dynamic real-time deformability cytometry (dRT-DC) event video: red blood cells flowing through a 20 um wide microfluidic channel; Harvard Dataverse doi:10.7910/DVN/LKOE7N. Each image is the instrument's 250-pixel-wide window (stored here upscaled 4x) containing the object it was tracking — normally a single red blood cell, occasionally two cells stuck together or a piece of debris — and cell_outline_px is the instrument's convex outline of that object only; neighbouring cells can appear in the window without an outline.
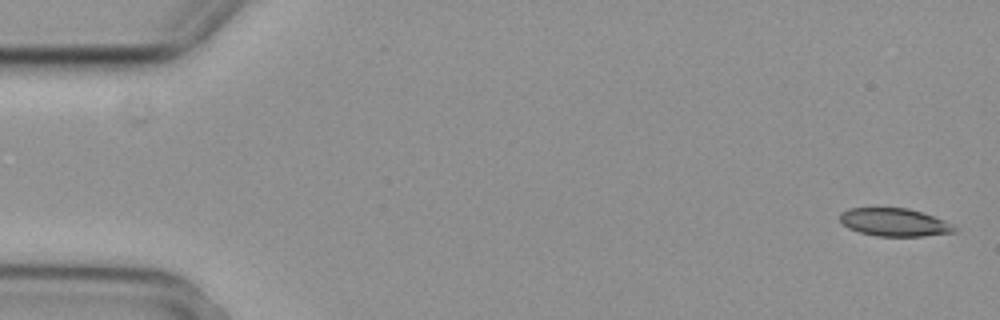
{"species": "common noctule bat (a hibernating species)", "species_latin": "Nyctalus noctula", "temperature_condition": "cold", "stored_images_in_passage": 6, "segment_of_instrument_passage": [1, 2], "camera_frame_rate_fps": 3000, "um_per_image_px": 0.085, "animal": {"sex": "female", "body_mass_g": 29.2, "forearm_length_mm": 56.3}, "frame": {"image": 1, "passage_image": 1, "time_ms": 0.0, "image_size_px": [1000, 320], "cell_outline_px": [[960, 228], [956, 232], [924, 236], [876, 236], [860, 232], [848, 228], [840, 220], [840, 212], [848, 208], [908, 208], [944, 220]], "centroid_in_image_um": [76.04, 18.9], "position_along_channel_um": 9.0, "area_um2": 18.67}}
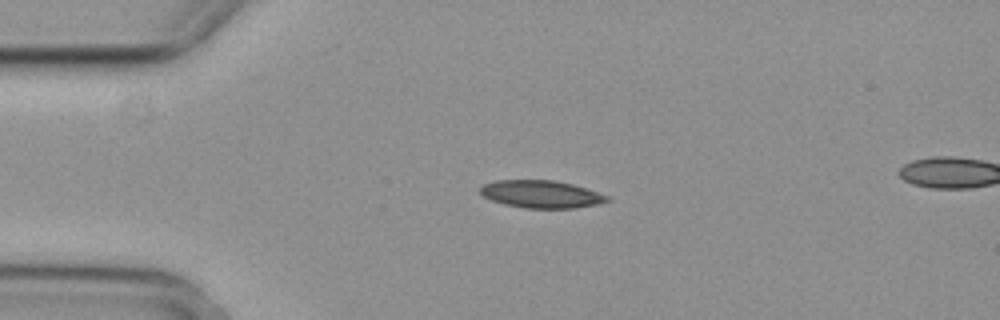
{"frame": {"image": 2, "passage_image": 4, "time_ms": 1.0, "image_size_px": [1000, 320], "cell_outline_px": [[612, 200], [596, 204], [576, 208], [524, 208], [504, 204], [492, 200], [484, 196], [480, 192], [480, 188], [484, 184], [496, 180], [552, 180], [572, 184], [608, 196]], "centroid_in_image_um": [45.99, 16.51], "position_along_channel_um": 39.0, "area_um2": 20.17}}